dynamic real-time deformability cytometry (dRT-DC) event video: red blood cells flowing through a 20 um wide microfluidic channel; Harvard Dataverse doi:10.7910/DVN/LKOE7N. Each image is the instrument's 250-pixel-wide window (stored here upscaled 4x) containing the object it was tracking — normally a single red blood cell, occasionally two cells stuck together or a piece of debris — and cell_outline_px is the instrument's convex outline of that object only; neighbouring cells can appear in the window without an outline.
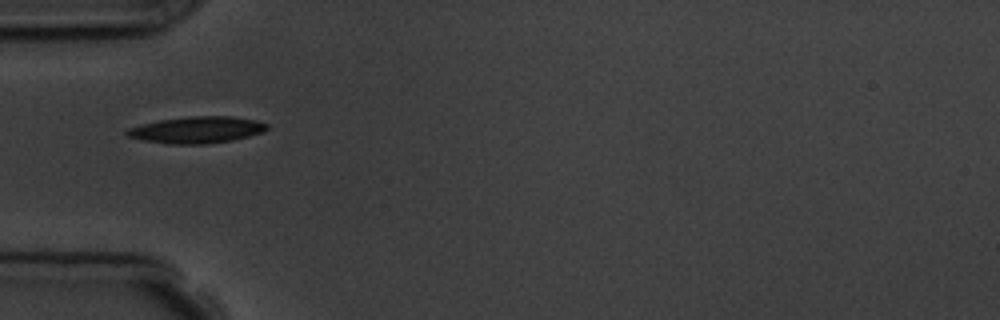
{"species": "common noctule bat (a hibernating species)", "species_latin": "Nyctalus noctula", "temperature_condition": "room temperature", "stored_images_in_passage": 3, "camera_frame_rate_fps": 3000, "um_per_image_px": 0.085, "animal": {"sex": "male", "body_mass_g": 19.5, "forearm_length_mm": 54.6}, "frame": {"image": 1, "passage_image": 1, "time_ms": 0.0, "image_size_px": [1000, 320], "cell_outline_px": [[268, 128], [260, 132], [248, 136], [232, 140], [208, 144], [164, 144], [140, 140], [128, 136], [124, 132], [128, 128], [140, 124], [160, 120], [188, 116], [232, 116], [256, 120], [268, 124]], "centroid_in_image_um": [16.68, 11.04], "position_along_channel_um": 68.3, "area_um2": 21.85}}
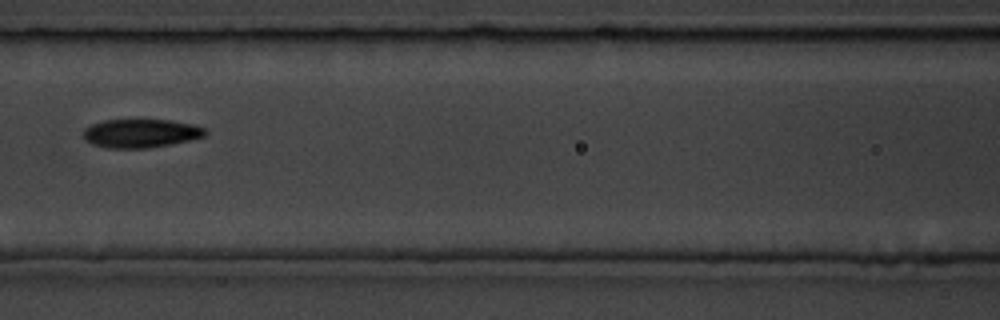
{"frame": {"image": 2, "passage_image": 3, "time_ms": 2.333, "image_size_px": [1000, 320], "cell_outline_px": [[208, 132], [204, 136], [172, 144], [148, 148], [108, 148], [92, 144], [84, 140], [84, 128], [92, 124], [104, 120], [172, 120], [196, 124], [204, 128]], "centroid_in_image_um": [11.98, 11.33], "position_along_channel_um": 154.6, "area_um2": 20.4}}